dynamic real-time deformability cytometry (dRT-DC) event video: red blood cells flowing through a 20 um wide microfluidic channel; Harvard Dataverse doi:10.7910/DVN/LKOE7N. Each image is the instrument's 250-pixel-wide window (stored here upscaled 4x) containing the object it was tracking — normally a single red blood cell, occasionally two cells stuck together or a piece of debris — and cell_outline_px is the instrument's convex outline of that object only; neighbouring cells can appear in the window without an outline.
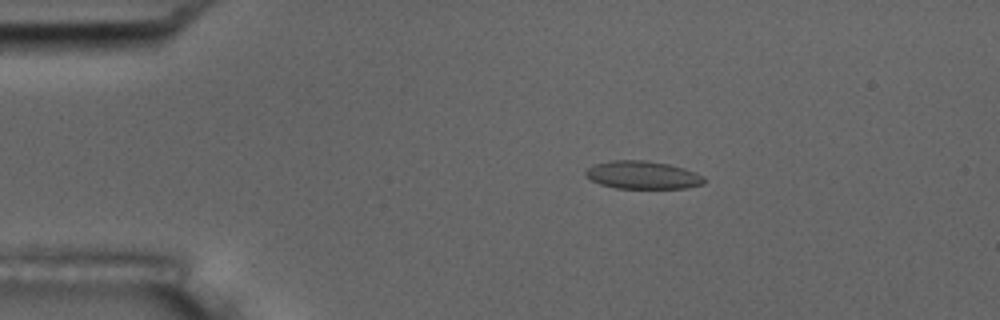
{"species": "common noctule bat (a hibernating species)", "species_latin": "Nyctalus noctula", "temperature_condition": "room temperature", "stored_images_in_passage": 51, "camera_frame_rate_fps": 3000, "um_per_image_px": 0.085, "animal": {"sex": "male", "body_mass_g": 17.5, "forearm_length_mm": 52.3}, "frame": {"image": 1, "passage_image": 7, "time_ms": 2.0, "image_size_px": [1000, 320], "cell_outline_px": [[704, 184], [684, 188], [616, 188], [600, 184], [592, 180], [584, 172], [592, 164], [612, 160], [644, 160], [668, 164], [684, 168], [704, 176]], "centroid_in_image_um": [54.62, 14.87], "position_along_channel_um": 30.4, "area_um2": 19.19}}
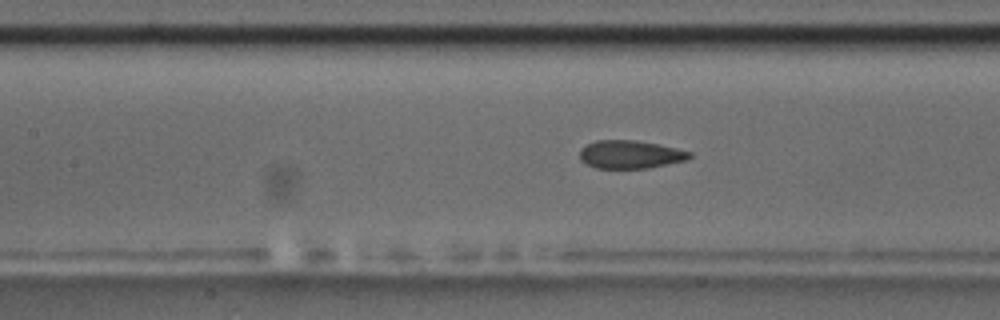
{"frame": {"image": 2, "passage_image": 21, "time_ms": 6.667, "image_size_px": [1000, 320], "cell_outline_px": [[692, 156], [688, 160], [648, 168], [596, 168], [580, 160], [580, 148], [596, 140], [632, 140], [656, 144], [676, 148], [692, 152]], "centroid_in_image_um": [53.58, 13.13], "position_along_channel_um": 153.8, "area_um2": 17.92}}
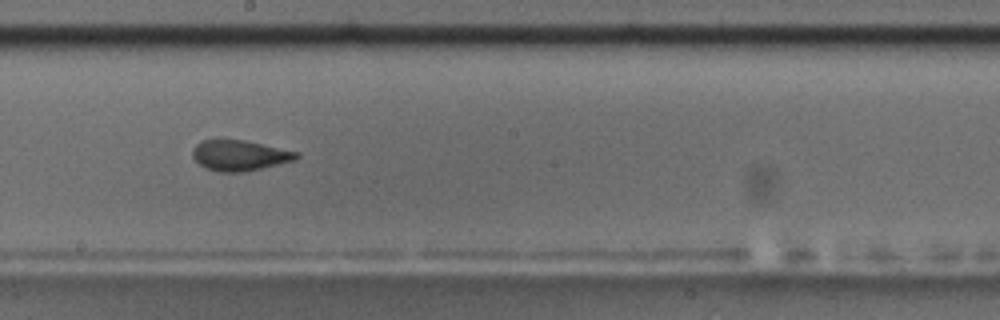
{"frame": {"image": 3, "passage_image": 27, "time_ms": 8.667, "image_size_px": [1000, 320], "cell_outline_px": [[300, 156], [296, 160], [244, 172], [220, 172], [204, 168], [192, 156], [192, 148], [200, 140], [244, 140], [300, 152]], "centroid_in_image_um": [20.37, 13.21], "position_along_channel_um": 227.8, "area_um2": 18.55}, "authors_computed_cell_mechanics": {"area_um2": 19.1896, "velocity_mm_per_s": 3.726, "shape_relaxation_time_tau1_ms": 8.2776, "shape_relaxation_time_tau2_ms": 1.0625, "deformation_change_tau1": 0.1662, "deformation_change_tau2": 0.0703}}